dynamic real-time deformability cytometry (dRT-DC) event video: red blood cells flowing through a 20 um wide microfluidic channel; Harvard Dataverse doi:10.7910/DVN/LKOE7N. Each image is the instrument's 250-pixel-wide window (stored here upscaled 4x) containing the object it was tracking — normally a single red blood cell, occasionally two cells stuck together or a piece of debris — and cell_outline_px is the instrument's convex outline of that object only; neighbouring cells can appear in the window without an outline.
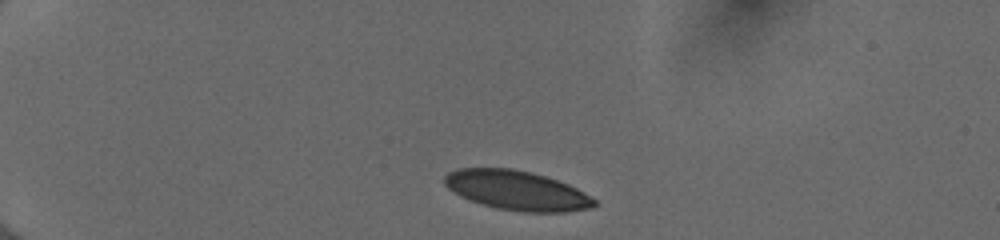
{"species": "human", "species_latin": "Homo sapiens", "temperature_condition": "cold", "stored_images_in_passage": 40, "camera_frame_rate_fps": 3000, "um_per_image_px": 0.085, "donor": {"sex": "female"}, "frame": {"image": 1, "passage_image": 1, "time_ms": 0.0, "image_size_px": [1000, 240], "cell_outline_px": [[596, 204], [592, 208], [564, 212], [524, 212], [496, 208], [480, 204], [460, 196], [448, 188], [444, 184], [444, 176], [448, 172], [460, 168], [512, 168], [532, 172], [568, 184], [576, 188], [596, 200]], "centroid_in_image_um": [43.9, 16.18], "position_along_channel_um": 41.1, "area_um2": 34.39}}
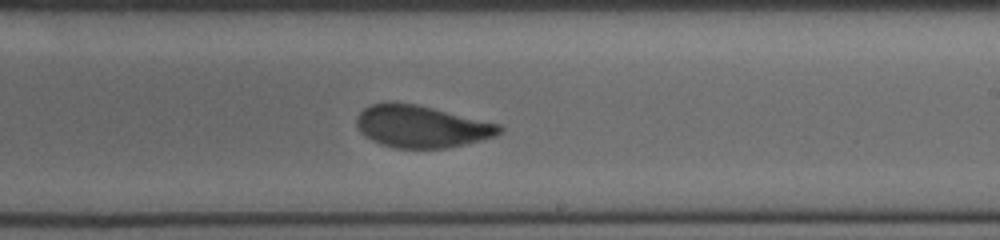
{"frame": {"image": 2, "passage_image": 22, "time_ms": 7.0, "image_size_px": [1000, 240], "cell_outline_px": [[504, 128], [496, 136], [464, 144], [444, 148], [396, 148], [380, 144], [364, 136], [360, 132], [356, 124], [356, 116], [364, 108], [372, 104], [392, 100], [416, 104], [500, 124]], "centroid_in_image_um": [35.78, 10.73], "position_along_channel_um": 253.2, "area_um2": 35.2}}
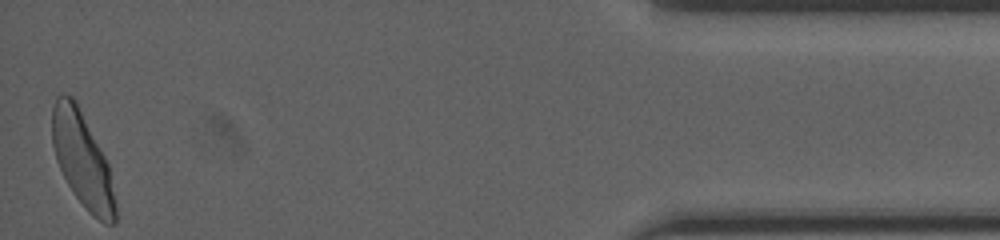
{"frame": {"image": 3, "passage_image": 40, "time_ms": 13.0, "image_size_px": [1000, 240], "cell_outline_px": [[116, 224], [104, 224], [92, 216], [88, 212], [76, 196], [68, 184], [56, 160], [52, 144], [52, 108], [56, 96], [72, 96], [104, 156], [108, 164], [116, 204]], "centroid_in_image_um": [7.0, 13.66], "position_along_channel_um": 428.2, "area_um2": 34.22}, "authors_computed_cell_mechanics": {"area_um2": 35.7204, "velocity_mm_per_s": 3.9888, "shape_relaxation_time_tau1_ms": 4.9421, "shape_relaxation_time_tau2_ms": 0.8106, "deformation_change_tau1": 0.164, "deformation_change_tau2": 0.0592}}